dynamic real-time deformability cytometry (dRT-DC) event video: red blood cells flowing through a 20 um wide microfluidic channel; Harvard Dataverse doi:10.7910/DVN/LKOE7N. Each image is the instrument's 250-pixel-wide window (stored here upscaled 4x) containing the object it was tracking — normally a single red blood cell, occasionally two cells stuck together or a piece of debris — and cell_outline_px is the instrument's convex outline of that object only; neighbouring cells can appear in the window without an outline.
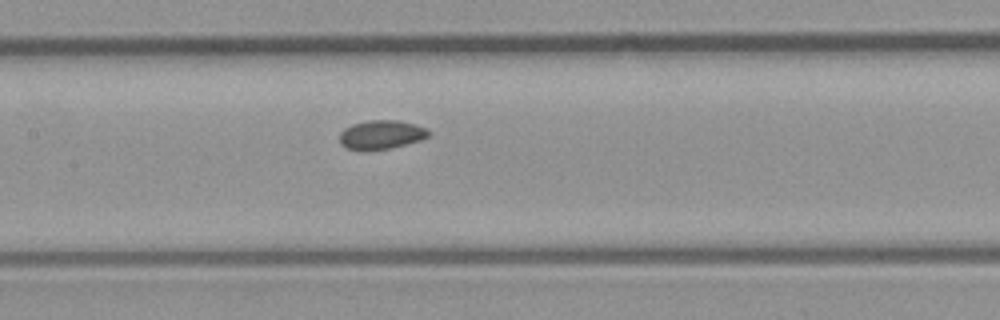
{"species": "common noctule bat (a hibernating species)", "species_latin": "Nyctalus noctula", "temperature_condition": "room temperature", "stored_images_in_passage": 8, "camera_frame_rate_fps": 3000, "um_per_image_px": 0.085, "animal": {"sex": "male", "body_mass_g": 23.1, "forearm_length_mm": 52.7}, "frame": {"image": 1, "passage_image": 8, "time_ms": 8.0, "image_size_px": [1000, 320], "cell_outline_px": [[432, 132], [428, 136], [420, 140], [392, 148], [368, 152], [364, 152], [344, 148], [340, 144], [340, 132], [344, 128], [352, 124], [368, 120], [400, 120], [416, 124], [428, 128]], "centroid_in_image_um": [32.39, 11.47], "position_along_channel_um": 175.0, "area_um2": 15.61}}